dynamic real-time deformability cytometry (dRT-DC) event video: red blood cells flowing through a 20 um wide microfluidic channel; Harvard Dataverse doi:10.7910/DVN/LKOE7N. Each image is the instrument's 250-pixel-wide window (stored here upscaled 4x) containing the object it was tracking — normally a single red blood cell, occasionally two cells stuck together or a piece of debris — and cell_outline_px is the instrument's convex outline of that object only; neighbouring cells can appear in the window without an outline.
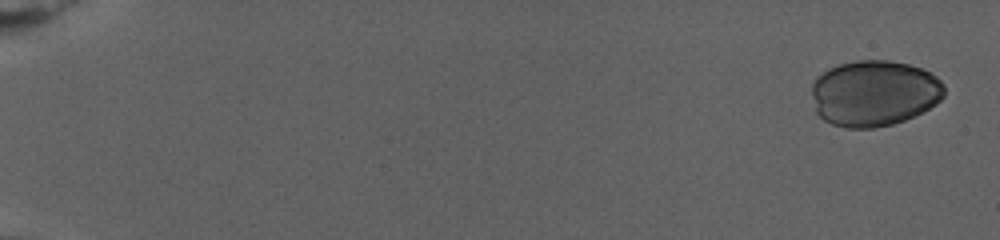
{"species": "human", "species_latin": "Homo sapiens", "temperature_condition": "warm", "stored_images_in_passage": 19, "camera_frame_rate_fps": 3000, "um_per_image_px": 0.085, "donor": {"sex": "female"}, "frame": {"image": 1, "passage_image": 1, "time_ms": 0.0, "image_size_px": [1000, 240], "cell_outline_px": [[944, 96], [936, 104], [904, 120], [892, 124], [872, 128], [848, 128], [832, 124], [824, 120], [816, 112], [812, 92], [812, 84], [816, 76], [828, 68], [840, 64], [856, 60], [888, 60], [908, 64], [920, 68], [936, 76], [944, 84]], "centroid_in_image_um": [74.29, 7.91], "position_along_channel_um": 10.7, "area_um2": 50.98}}
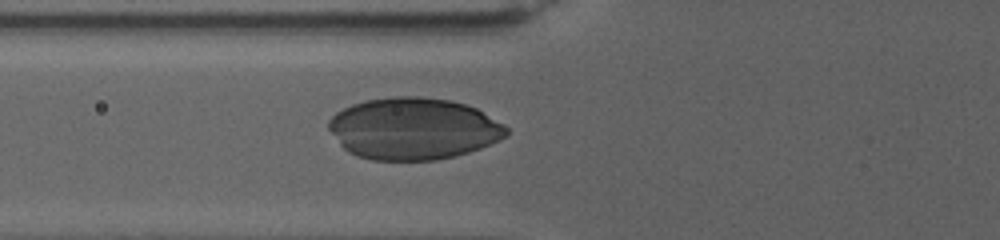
{"frame": {"image": 2, "passage_image": 11, "time_ms": 10.333, "image_size_px": [1000, 240], "cell_outline_px": [[508, 136], [500, 140], [480, 148], [456, 156], [436, 160], [372, 160], [356, 156], [348, 152], [340, 144], [328, 128], [328, 120], [336, 112], [352, 104], [368, 100], [396, 96], [416, 96], [448, 100], [464, 104], [476, 108], [504, 124], [508, 128]], "centroid_in_image_um": [35.14, 10.94], "position_along_channel_um": 90.7, "area_um2": 64.04}}
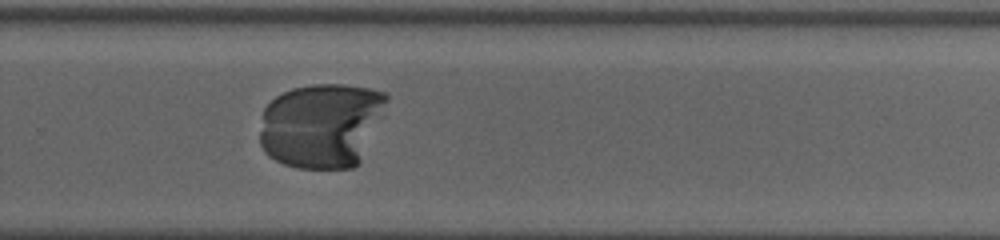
{"frame": {"image": 3, "passage_image": 19, "time_ms": 18.333, "image_size_px": [1000, 240], "cell_outline_px": [[388, 100], [360, 160], [352, 168], [296, 168], [284, 164], [268, 156], [264, 152], [260, 144], [260, 132], [264, 108], [276, 96], [292, 88], [312, 84], [344, 84], [368, 88], [388, 92]], "centroid_in_image_um": [27.3, 10.63], "position_along_channel_um": 302.5, "area_um2": 62.66}}